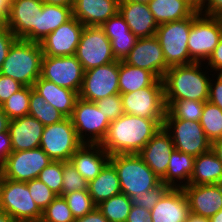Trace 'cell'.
Instances as JSON below:
<instances>
[{"label":"cell","instance_id":"obj_1","mask_svg":"<svg viewBox=\"0 0 222 222\" xmlns=\"http://www.w3.org/2000/svg\"><path fill=\"white\" fill-rule=\"evenodd\" d=\"M163 123L164 119H148L124 113L110 123L100 145L110 156L138 154L163 127Z\"/></svg>","mask_w":222,"mask_h":222},{"label":"cell","instance_id":"obj_2","mask_svg":"<svg viewBox=\"0 0 222 222\" xmlns=\"http://www.w3.org/2000/svg\"><path fill=\"white\" fill-rule=\"evenodd\" d=\"M201 62L170 67L164 77V100L208 101L210 78Z\"/></svg>","mask_w":222,"mask_h":222},{"label":"cell","instance_id":"obj_3","mask_svg":"<svg viewBox=\"0 0 222 222\" xmlns=\"http://www.w3.org/2000/svg\"><path fill=\"white\" fill-rule=\"evenodd\" d=\"M43 52L40 42L16 39L2 64L0 74L33 87L41 74Z\"/></svg>","mask_w":222,"mask_h":222},{"label":"cell","instance_id":"obj_4","mask_svg":"<svg viewBox=\"0 0 222 222\" xmlns=\"http://www.w3.org/2000/svg\"><path fill=\"white\" fill-rule=\"evenodd\" d=\"M110 162L117 170L121 193L129 198L148 192L161 183V179L138 154H116Z\"/></svg>","mask_w":222,"mask_h":222},{"label":"cell","instance_id":"obj_5","mask_svg":"<svg viewBox=\"0 0 222 222\" xmlns=\"http://www.w3.org/2000/svg\"><path fill=\"white\" fill-rule=\"evenodd\" d=\"M193 23V15L178 21L160 24L156 30V37L162 48L166 65H187L195 61L190 57L188 40L190 28Z\"/></svg>","mask_w":222,"mask_h":222},{"label":"cell","instance_id":"obj_6","mask_svg":"<svg viewBox=\"0 0 222 222\" xmlns=\"http://www.w3.org/2000/svg\"><path fill=\"white\" fill-rule=\"evenodd\" d=\"M0 210L16 222H40L42 211L32 199L27 182L13 181L0 175Z\"/></svg>","mask_w":222,"mask_h":222},{"label":"cell","instance_id":"obj_7","mask_svg":"<svg viewBox=\"0 0 222 222\" xmlns=\"http://www.w3.org/2000/svg\"><path fill=\"white\" fill-rule=\"evenodd\" d=\"M163 127L170 134L177 151L197 157L211 150L212 142L198 121L174 118L166 110Z\"/></svg>","mask_w":222,"mask_h":222},{"label":"cell","instance_id":"obj_8","mask_svg":"<svg viewBox=\"0 0 222 222\" xmlns=\"http://www.w3.org/2000/svg\"><path fill=\"white\" fill-rule=\"evenodd\" d=\"M222 37V17L205 16L199 10L193 14L188 50L195 62L208 60Z\"/></svg>","mask_w":222,"mask_h":222},{"label":"cell","instance_id":"obj_9","mask_svg":"<svg viewBox=\"0 0 222 222\" xmlns=\"http://www.w3.org/2000/svg\"><path fill=\"white\" fill-rule=\"evenodd\" d=\"M70 118L83 144H101L111 123L95 102L80 97L76 101Z\"/></svg>","mask_w":222,"mask_h":222},{"label":"cell","instance_id":"obj_10","mask_svg":"<svg viewBox=\"0 0 222 222\" xmlns=\"http://www.w3.org/2000/svg\"><path fill=\"white\" fill-rule=\"evenodd\" d=\"M83 143L77 136L71 118L44 127L40 148L53 160L69 162Z\"/></svg>","mask_w":222,"mask_h":222},{"label":"cell","instance_id":"obj_11","mask_svg":"<svg viewBox=\"0 0 222 222\" xmlns=\"http://www.w3.org/2000/svg\"><path fill=\"white\" fill-rule=\"evenodd\" d=\"M125 114L148 119H164L166 105L162 79H157L151 86L121 94Z\"/></svg>","mask_w":222,"mask_h":222},{"label":"cell","instance_id":"obj_12","mask_svg":"<svg viewBox=\"0 0 222 222\" xmlns=\"http://www.w3.org/2000/svg\"><path fill=\"white\" fill-rule=\"evenodd\" d=\"M75 56L84 71L116 61L111 42L100 26H84Z\"/></svg>","mask_w":222,"mask_h":222},{"label":"cell","instance_id":"obj_13","mask_svg":"<svg viewBox=\"0 0 222 222\" xmlns=\"http://www.w3.org/2000/svg\"><path fill=\"white\" fill-rule=\"evenodd\" d=\"M40 77L79 93L84 78V69L75 55L44 56Z\"/></svg>","mask_w":222,"mask_h":222},{"label":"cell","instance_id":"obj_14","mask_svg":"<svg viewBox=\"0 0 222 222\" xmlns=\"http://www.w3.org/2000/svg\"><path fill=\"white\" fill-rule=\"evenodd\" d=\"M52 161L40 147L32 150L13 151L0 168V175L13 181H31L37 178L42 169Z\"/></svg>","mask_w":222,"mask_h":222},{"label":"cell","instance_id":"obj_15","mask_svg":"<svg viewBox=\"0 0 222 222\" xmlns=\"http://www.w3.org/2000/svg\"><path fill=\"white\" fill-rule=\"evenodd\" d=\"M115 94H119V61L84 71L81 99L96 102Z\"/></svg>","mask_w":222,"mask_h":222},{"label":"cell","instance_id":"obj_16","mask_svg":"<svg viewBox=\"0 0 222 222\" xmlns=\"http://www.w3.org/2000/svg\"><path fill=\"white\" fill-rule=\"evenodd\" d=\"M41 0H13L7 27L17 39L38 42V20L42 13Z\"/></svg>","mask_w":222,"mask_h":222},{"label":"cell","instance_id":"obj_17","mask_svg":"<svg viewBox=\"0 0 222 222\" xmlns=\"http://www.w3.org/2000/svg\"><path fill=\"white\" fill-rule=\"evenodd\" d=\"M124 62L134 67L146 69L158 79H163L169 69L156 36L138 38Z\"/></svg>","mask_w":222,"mask_h":222},{"label":"cell","instance_id":"obj_18","mask_svg":"<svg viewBox=\"0 0 222 222\" xmlns=\"http://www.w3.org/2000/svg\"><path fill=\"white\" fill-rule=\"evenodd\" d=\"M83 28L84 25L72 16L40 42L43 55L56 57L75 55Z\"/></svg>","mask_w":222,"mask_h":222},{"label":"cell","instance_id":"obj_19","mask_svg":"<svg viewBox=\"0 0 222 222\" xmlns=\"http://www.w3.org/2000/svg\"><path fill=\"white\" fill-rule=\"evenodd\" d=\"M182 189L191 213L210 218L222 209V184H188Z\"/></svg>","mask_w":222,"mask_h":222},{"label":"cell","instance_id":"obj_20","mask_svg":"<svg viewBox=\"0 0 222 222\" xmlns=\"http://www.w3.org/2000/svg\"><path fill=\"white\" fill-rule=\"evenodd\" d=\"M175 150L170 134L161 127L138 155L162 179L167 172L170 156Z\"/></svg>","mask_w":222,"mask_h":222},{"label":"cell","instance_id":"obj_21","mask_svg":"<svg viewBox=\"0 0 222 222\" xmlns=\"http://www.w3.org/2000/svg\"><path fill=\"white\" fill-rule=\"evenodd\" d=\"M190 213L187 197L179 187H171L150 210L152 222H186Z\"/></svg>","mask_w":222,"mask_h":222},{"label":"cell","instance_id":"obj_22","mask_svg":"<svg viewBox=\"0 0 222 222\" xmlns=\"http://www.w3.org/2000/svg\"><path fill=\"white\" fill-rule=\"evenodd\" d=\"M44 127L39 120L30 115L10 120L8 130L13 151L39 148Z\"/></svg>","mask_w":222,"mask_h":222},{"label":"cell","instance_id":"obj_23","mask_svg":"<svg viewBox=\"0 0 222 222\" xmlns=\"http://www.w3.org/2000/svg\"><path fill=\"white\" fill-rule=\"evenodd\" d=\"M119 13L137 38L156 35L158 24L149 10L148 4L119 1Z\"/></svg>","mask_w":222,"mask_h":222},{"label":"cell","instance_id":"obj_24","mask_svg":"<svg viewBox=\"0 0 222 222\" xmlns=\"http://www.w3.org/2000/svg\"><path fill=\"white\" fill-rule=\"evenodd\" d=\"M120 0H74L72 16L84 26H101L119 11Z\"/></svg>","mask_w":222,"mask_h":222},{"label":"cell","instance_id":"obj_25","mask_svg":"<svg viewBox=\"0 0 222 222\" xmlns=\"http://www.w3.org/2000/svg\"><path fill=\"white\" fill-rule=\"evenodd\" d=\"M109 161L110 155L100 144H82L70 159L87 182L93 180Z\"/></svg>","mask_w":222,"mask_h":222},{"label":"cell","instance_id":"obj_26","mask_svg":"<svg viewBox=\"0 0 222 222\" xmlns=\"http://www.w3.org/2000/svg\"><path fill=\"white\" fill-rule=\"evenodd\" d=\"M33 89L66 118L72 116L76 101L79 98L78 92L57 86L41 77L34 83Z\"/></svg>","mask_w":222,"mask_h":222},{"label":"cell","instance_id":"obj_27","mask_svg":"<svg viewBox=\"0 0 222 222\" xmlns=\"http://www.w3.org/2000/svg\"><path fill=\"white\" fill-rule=\"evenodd\" d=\"M148 7L158 25L189 18L198 10L191 0H151Z\"/></svg>","mask_w":222,"mask_h":222},{"label":"cell","instance_id":"obj_28","mask_svg":"<svg viewBox=\"0 0 222 222\" xmlns=\"http://www.w3.org/2000/svg\"><path fill=\"white\" fill-rule=\"evenodd\" d=\"M88 192L96 205L121 193L117 170L110 161L93 180L88 182Z\"/></svg>","mask_w":222,"mask_h":222},{"label":"cell","instance_id":"obj_29","mask_svg":"<svg viewBox=\"0 0 222 222\" xmlns=\"http://www.w3.org/2000/svg\"><path fill=\"white\" fill-rule=\"evenodd\" d=\"M194 161L195 157L192 155L174 150L170 156L166 175L161 182L172 188L188 185L194 171Z\"/></svg>","mask_w":222,"mask_h":222},{"label":"cell","instance_id":"obj_30","mask_svg":"<svg viewBox=\"0 0 222 222\" xmlns=\"http://www.w3.org/2000/svg\"><path fill=\"white\" fill-rule=\"evenodd\" d=\"M191 185L222 184V163L212 150L195 157Z\"/></svg>","mask_w":222,"mask_h":222},{"label":"cell","instance_id":"obj_31","mask_svg":"<svg viewBox=\"0 0 222 222\" xmlns=\"http://www.w3.org/2000/svg\"><path fill=\"white\" fill-rule=\"evenodd\" d=\"M158 78L150 71L119 61V94L151 86Z\"/></svg>","mask_w":222,"mask_h":222},{"label":"cell","instance_id":"obj_32","mask_svg":"<svg viewBox=\"0 0 222 222\" xmlns=\"http://www.w3.org/2000/svg\"><path fill=\"white\" fill-rule=\"evenodd\" d=\"M72 17V7L44 3L38 20V42Z\"/></svg>","mask_w":222,"mask_h":222},{"label":"cell","instance_id":"obj_33","mask_svg":"<svg viewBox=\"0 0 222 222\" xmlns=\"http://www.w3.org/2000/svg\"><path fill=\"white\" fill-rule=\"evenodd\" d=\"M39 120L44 126L61 122L66 117L45 101L33 87H31L29 114Z\"/></svg>","mask_w":222,"mask_h":222},{"label":"cell","instance_id":"obj_34","mask_svg":"<svg viewBox=\"0 0 222 222\" xmlns=\"http://www.w3.org/2000/svg\"><path fill=\"white\" fill-rule=\"evenodd\" d=\"M133 206L132 199L120 193L97 205L108 222H126Z\"/></svg>","mask_w":222,"mask_h":222},{"label":"cell","instance_id":"obj_35","mask_svg":"<svg viewBox=\"0 0 222 222\" xmlns=\"http://www.w3.org/2000/svg\"><path fill=\"white\" fill-rule=\"evenodd\" d=\"M203 101L190 99L165 100L166 110L177 119L200 122L204 108Z\"/></svg>","mask_w":222,"mask_h":222},{"label":"cell","instance_id":"obj_36","mask_svg":"<svg viewBox=\"0 0 222 222\" xmlns=\"http://www.w3.org/2000/svg\"><path fill=\"white\" fill-rule=\"evenodd\" d=\"M200 124L211 142L222 138V110L217 105L205 101Z\"/></svg>","mask_w":222,"mask_h":222},{"label":"cell","instance_id":"obj_37","mask_svg":"<svg viewBox=\"0 0 222 222\" xmlns=\"http://www.w3.org/2000/svg\"><path fill=\"white\" fill-rule=\"evenodd\" d=\"M31 87L24 86L0 105L10 120L29 114Z\"/></svg>","mask_w":222,"mask_h":222},{"label":"cell","instance_id":"obj_38","mask_svg":"<svg viewBox=\"0 0 222 222\" xmlns=\"http://www.w3.org/2000/svg\"><path fill=\"white\" fill-rule=\"evenodd\" d=\"M75 219L92 212L97 205L93 202L88 190L68 193L63 196Z\"/></svg>","mask_w":222,"mask_h":222},{"label":"cell","instance_id":"obj_39","mask_svg":"<svg viewBox=\"0 0 222 222\" xmlns=\"http://www.w3.org/2000/svg\"><path fill=\"white\" fill-rule=\"evenodd\" d=\"M75 218L62 196H57L43 211L40 222H74Z\"/></svg>","mask_w":222,"mask_h":222},{"label":"cell","instance_id":"obj_40","mask_svg":"<svg viewBox=\"0 0 222 222\" xmlns=\"http://www.w3.org/2000/svg\"><path fill=\"white\" fill-rule=\"evenodd\" d=\"M81 190H88V182L78 173L70 161L63 162L61 196Z\"/></svg>","mask_w":222,"mask_h":222},{"label":"cell","instance_id":"obj_41","mask_svg":"<svg viewBox=\"0 0 222 222\" xmlns=\"http://www.w3.org/2000/svg\"><path fill=\"white\" fill-rule=\"evenodd\" d=\"M37 178L44 182L57 196H61L63 161H52L42 169Z\"/></svg>","mask_w":222,"mask_h":222},{"label":"cell","instance_id":"obj_42","mask_svg":"<svg viewBox=\"0 0 222 222\" xmlns=\"http://www.w3.org/2000/svg\"><path fill=\"white\" fill-rule=\"evenodd\" d=\"M27 185L32 199L41 211L57 197V195L38 178L27 181Z\"/></svg>","mask_w":222,"mask_h":222},{"label":"cell","instance_id":"obj_43","mask_svg":"<svg viewBox=\"0 0 222 222\" xmlns=\"http://www.w3.org/2000/svg\"><path fill=\"white\" fill-rule=\"evenodd\" d=\"M170 188L169 185L161 182L157 187L150 191L133 197L132 203L134 206L143 207L150 211Z\"/></svg>","mask_w":222,"mask_h":222},{"label":"cell","instance_id":"obj_44","mask_svg":"<svg viewBox=\"0 0 222 222\" xmlns=\"http://www.w3.org/2000/svg\"><path fill=\"white\" fill-rule=\"evenodd\" d=\"M95 103L110 122L124 114L121 94L107 96L106 98L97 100Z\"/></svg>","mask_w":222,"mask_h":222},{"label":"cell","instance_id":"obj_45","mask_svg":"<svg viewBox=\"0 0 222 222\" xmlns=\"http://www.w3.org/2000/svg\"><path fill=\"white\" fill-rule=\"evenodd\" d=\"M137 39L133 33L130 35L115 36V39H109L115 59L117 61H124L133 49Z\"/></svg>","mask_w":222,"mask_h":222},{"label":"cell","instance_id":"obj_46","mask_svg":"<svg viewBox=\"0 0 222 222\" xmlns=\"http://www.w3.org/2000/svg\"><path fill=\"white\" fill-rule=\"evenodd\" d=\"M100 27L109 39H115V36L130 35L132 33L119 11Z\"/></svg>","mask_w":222,"mask_h":222},{"label":"cell","instance_id":"obj_47","mask_svg":"<svg viewBox=\"0 0 222 222\" xmlns=\"http://www.w3.org/2000/svg\"><path fill=\"white\" fill-rule=\"evenodd\" d=\"M24 87L20 82L0 74V105Z\"/></svg>","mask_w":222,"mask_h":222},{"label":"cell","instance_id":"obj_48","mask_svg":"<svg viewBox=\"0 0 222 222\" xmlns=\"http://www.w3.org/2000/svg\"><path fill=\"white\" fill-rule=\"evenodd\" d=\"M16 39L15 35L7 26L0 28V69L7 57L11 45Z\"/></svg>","mask_w":222,"mask_h":222},{"label":"cell","instance_id":"obj_49","mask_svg":"<svg viewBox=\"0 0 222 222\" xmlns=\"http://www.w3.org/2000/svg\"><path fill=\"white\" fill-rule=\"evenodd\" d=\"M208 101L217 105L222 110V75L220 73H217L214 84L213 78L210 80Z\"/></svg>","mask_w":222,"mask_h":222},{"label":"cell","instance_id":"obj_50","mask_svg":"<svg viewBox=\"0 0 222 222\" xmlns=\"http://www.w3.org/2000/svg\"><path fill=\"white\" fill-rule=\"evenodd\" d=\"M198 10L205 16L222 17V0H205Z\"/></svg>","mask_w":222,"mask_h":222},{"label":"cell","instance_id":"obj_51","mask_svg":"<svg viewBox=\"0 0 222 222\" xmlns=\"http://www.w3.org/2000/svg\"><path fill=\"white\" fill-rule=\"evenodd\" d=\"M13 152L9 130L0 133V168L6 162L8 156Z\"/></svg>","mask_w":222,"mask_h":222},{"label":"cell","instance_id":"obj_52","mask_svg":"<svg viewBox=\"0 0 222 222\" xmlns=\"http://www.w3.org/2000/svg\"><path fill=\"white\" fill-rule=\"evenodd\" d=\"M206 62H208L211 70L218 71L216 73L222 72V37Z\"/></svg>","mask_w":222,"mask_h":222},{"label":"cell","instance_id":"obj_53","mask_svg":"<svg viewBox=\"0 0 222 222\" xmlns=\"http://www.w3.org/2000/svg\"><path fill=\"white\" fill-rule=\"evenodd\" d=\"M126 222H152L150 211L133 205Z\"/></svg>","mask_w":222,"mask_h":222},{"label":"cell","instance_id":"obj_54","mask_svg":"<svg viewBox=\"0 0 222 222\" xmlns=\"http://www.w3.org/2000/svg\"><path fill=\"white\" fill-rule=\"evenodd\" d=\"M74 222H108V220L103 216L98 207H96L92 212L75 219Z\"/></svg>","mask_w":222,"mask_h":222},{"label":"cell","instance_id":"obj_55","mask_svg":"<svg viewBox=\"0 0 222 222\" xmlns=\"http://www.w3.org/2000/svg\"><path fill=\"white\" fill-rule=\"evenodd\" d=\"M10 3L7 0H0V28L7 26Z\"/></svg>","mask_w":222,"mask_h":222},{"label":"cell","instance_id":"obj_56","mask_svg":"<svg viewBox=\"0 0 222 222\" xmlns=\"http://www.w3.org/2000/svg\"><path fill=\"white\" fill-rule=\"evenodd\" d=\"M211 150L222 163V138L214 140L212 142Z\"/></svg>","mask_w":222,"mask_h":222},{"label":"cell","instance_id":"obj_57","mask_svg":"<svg viewBox=\"0 0 222 222\" xmlns=\"http://www.w3.org/2000/svg\"><path fill=\"white\" fill-rule=\"evenodd\" d=\"M9 122H10V119L0 107V133L8 131Z\"/></svg>","mask_w":222,"mask_h":222},{"label":"cell","instance_id":"obj_58","mask_svg":"<svg viewBox=\"0 0 222 222\" xmlns=\"http://www.w3.org/2000/svg\"><path fill=\"white\" fill-rule=\"evenodd\" d=\"M43 3H47L50 5H59L66 7H73L74 0H41Z\"/></svg>","mask_w":222,"mask_h":222},{"label":"cell","instance_id":"obj_59","mask_svg":"<svg viewBox=\"0 0 222 222\" xmlns=\"http://www.w3.org/2000/svg\"><path fill=\"white\" fill-rule=\"evenodd\" d=\"M186 222H210L209 218L190 213Z\"/></svg>","mask_w":222,"mask_h":222},{"label":"cell","instance_id":"obj_60","mask_svg":"<svg viewBox=\"0 0 222 222\" xmlns=\"http://www.w3.org/2000/svg\"><path fill=\"white\" fill-rule=\"evenodd\" d=\"M0 222H16L13 218H11L6 212L0 210Z\"/></svg>","mask_w":222,"mask_h":222},{"label":"cell","instance_id":"obj_61","mask_svg":"<svg viewBox=\"0 0 222 222\" xmlns=\"http://www.w3.org/2000/svg\"><path fill=\"white\" fill-rule=\"evenodd\" d=\"M210 222H222V209L209 218Z\"/></svg>","mask_w":222,"mask_h":222},{"label":"cell","instance_id":"obj_62","mask_svg":"<svg viewBox=\"0 0 222 222\" xmlns=\"http://www.w3.org/2000/svg\"><path fill=\"white\" fill-rule=\"evenodd\" d=\"M120 1H132V2L148 4L151 0H120Z\"/></svg>","mask_w":222,"mask_h":222},{"label":"cell","instance_id":"obj_63","mask_svg":"<svg viewBox=\"0 0 222 222\" xmlns=\"http://www.w3.org/2000/svg\"><path fill=\"white\" fill-rule=\"evenodd\" d=\"M191 1L199 8L205 0H191Z\"/></svg>","mask_w":222,"mask_h":222}]
</instances>
